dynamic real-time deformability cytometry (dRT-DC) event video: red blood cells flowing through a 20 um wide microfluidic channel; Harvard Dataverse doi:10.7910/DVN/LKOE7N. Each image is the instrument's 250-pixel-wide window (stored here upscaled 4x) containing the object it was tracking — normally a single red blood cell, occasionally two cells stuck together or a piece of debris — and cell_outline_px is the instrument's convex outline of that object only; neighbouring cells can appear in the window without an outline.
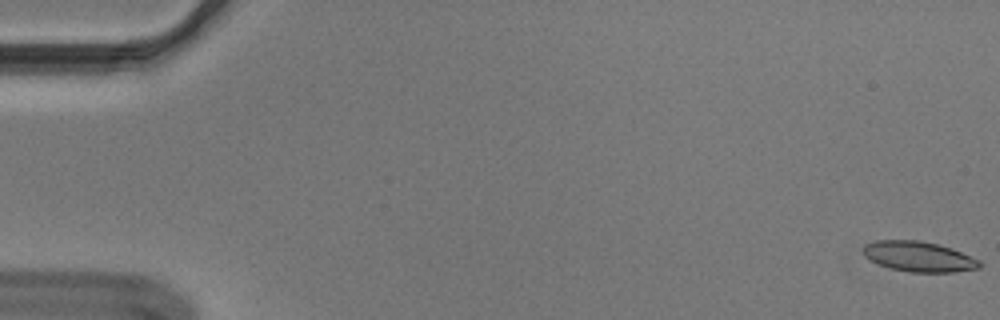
{"species": "Egyptian fruit bat (a non-hibernating species)", "species_latin": "Rousettus aegyptiacus", "temperature_condition": "cold", "stored_images_in_passage": 56, "camera_frame_rate_fps": 3000, "um_per_image_px": 0.085, "animal": {"sex": "male"}, "frame": {"image": 1, "passage_image": 1, "time_ms": 0.0, "image_size_px": [1000, 320], "cell_outline_px": [[984, 264], [980, 268], [956, 272], [908, 272], [876, 264], [868, 260], [864, 256], [864, 244], [876, 240], [920, 240], [940, 244], [952, 248], [980, 260]], "centroid_in_image_um": [78.11, 21.81], "position_along_channel_um": 6.9, "area_um2": 20.87}}
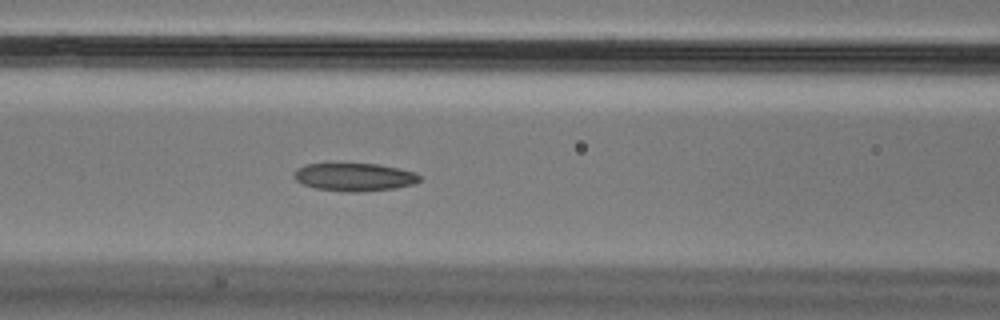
{"frame": {"image": 2, "passage_image": 24, "time_ms": 7.667, "image_size_px": [1000, 320], "cell_outline_px": [[420, 180], [412, 184], [396, 188], [356, 192], [348, 192], [316, 188], [304, 184], [296, 180], [292, 176], [292, 172], [296, 168], [308, 164], [376, 164], [400, 168], [416, 172], [420, 176]], "centroid_in_image_um": [30.11, 15.04], "position_along_channel_um": 136.5, "area_um2": 20.4}}
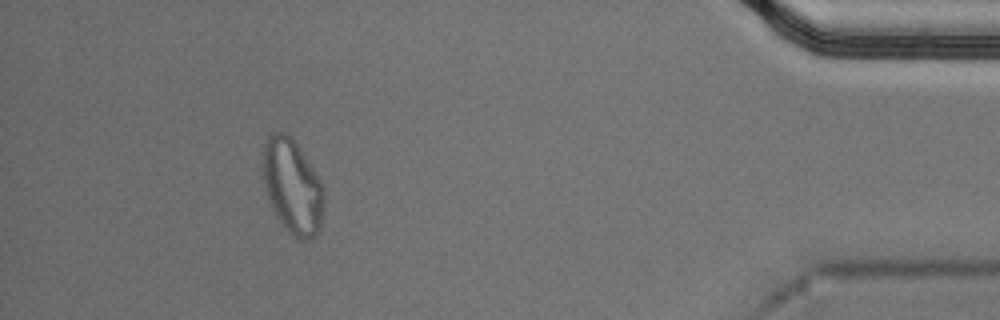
{"frame": {"image": 3, "passage_image": 51, "time_ms": 16.667, "image_size_px": [1000, 320], "cell_outline_px": [[324, 208], [320, 228], [316, 236], [304, 240], [300, 240], [292, 236], [280, 224], [268, 200], [264, 184], [264, 144], [268, 136], [272, 132], [284, 132], [292, 136], [320, 180], [324, 188]], "centroid_in_image_um": [24.87, 15.89], "position_along_channel_um": 410.3, "area_um2": 33.81}, "authors_computed_cell_mechanics": {"area_um2": 21.2415, "velocity_mm_per_s": 3.6349, "shape_relaxation_time_tau1_ms": null, "shape_relaxation_time_tau2_ms": 2.7225, "deformation_change_tau1": null, "deformation_change_tau2": 0.0905}}